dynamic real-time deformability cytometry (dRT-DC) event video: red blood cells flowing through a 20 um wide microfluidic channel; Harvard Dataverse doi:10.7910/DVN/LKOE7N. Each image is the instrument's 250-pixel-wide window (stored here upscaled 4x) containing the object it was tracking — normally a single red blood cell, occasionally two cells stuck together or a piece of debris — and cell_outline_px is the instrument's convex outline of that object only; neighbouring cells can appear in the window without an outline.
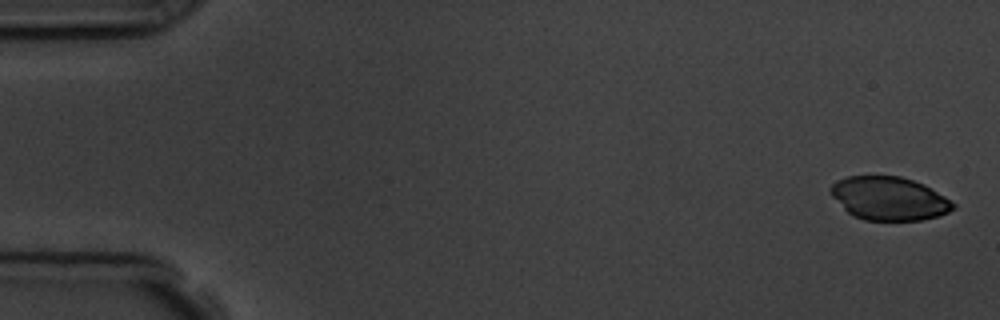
{"species": "common noctule bat (a hibernating species)", "species_latin": "Nyctalus noctula", "temperature_condition": "room temperature", "stored_images_in_passage": 4, "camera_frame_rate_fps": 3000, "um_per_image_px": 0.085, "animal": {"sex": "male", "body_mass_g": 19.5, "forearm_length_mm": 54.6}, "frame": {"image": 1, "passage_image": 1, "time_ms": 0.0, "image_size_px": [1000, 320], "cell_outline_px": [[956, 208], [940, 216], [920, 220], [864, 220], [852, 216], [828, 192], [828, 188], [836, 180], [848, 176], [900, 176], [924, 184], [944, 196], [956, 204]], "centroid_in_image_um": [75.56, 16.87], "position_along_channel_um": 9.4, "area_um2": 31.1}}